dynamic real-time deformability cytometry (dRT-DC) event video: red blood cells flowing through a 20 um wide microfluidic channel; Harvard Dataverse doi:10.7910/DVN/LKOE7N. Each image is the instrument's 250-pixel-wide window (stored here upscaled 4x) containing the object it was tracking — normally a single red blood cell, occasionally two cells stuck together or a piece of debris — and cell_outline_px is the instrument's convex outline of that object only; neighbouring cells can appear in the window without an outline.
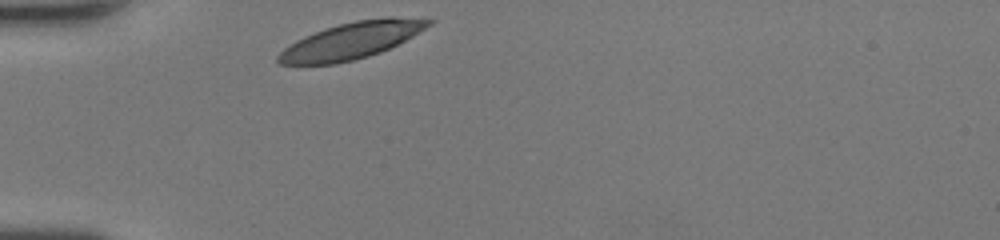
{"species": "human", "species_latin": "Homo sapiens", "temperature_condition": "room temperature", "stored_images_in_passage": 25, "camera_frame_rate_fps": 3000, "um_per_image_px": 0.085, "donor": {"sex": "female"}, "frame": {"image": 1, "passage_image": 1, "time_ms": 0.0, "image_size_px": [1000, 240], "cell_outline_px": [[436, 20], [432, 24], [412, 36], [380, 52], [368, 56], [336, 64], [280, 64], [276, 60], [276, 56], [284, 48], [296, 40], [304, 36], [324, 28], [356, 20], [384, 16], [392, 16]], "centroid_in_image_um": [29.86, 3.43], "position_along_channel_um": 55.1, "area_um2": 31.91}}
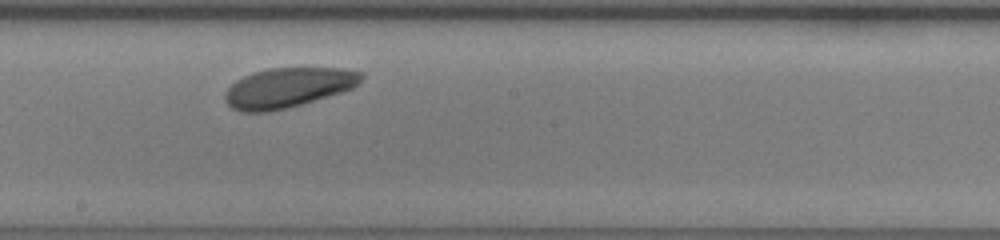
{"frame": {"image": 2, "passage_image": 14, "time_ms": 4.333, "image_size_px": [1000, 240], "cell_outline_px": [[364, 76], [352, 88], [328, 96], [288, 108], [268, 112], [240, 112], [232, 108], [224, 100], [224, 96], [228, 88], [236, 80], [252, 72], [268, 68], [344, 68], [364, 72]], "centroid_in_image_um": [24.46, 7.45], "position_along_channel_um": 223.7, "area_um2": 31.62}}
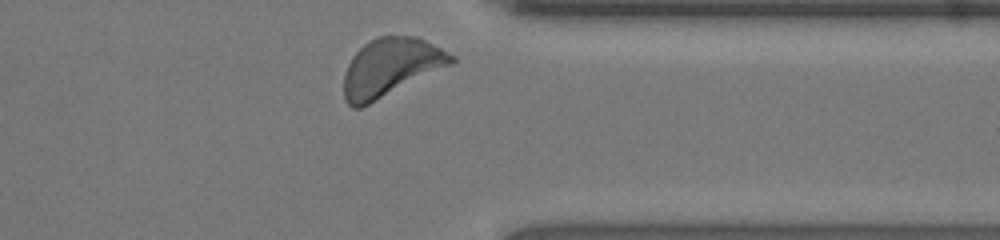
{"frame": {"image": 3, "passage_image": 25, "time_ms": 8.0, "image_size_px": [1000, 240], "cell_outline_px": [[456, 60], [452, 64], [360, 108], [352, 108], [344, 100], [344, 72], [352, 56], [368, 40], [380, 36], [416, 36], [456, 56]], "centroid_in_image_um": [33.18, 5.72], "position_along_channel_um": 378.2, "area_um2": 36.01}, "authors_computed_cell_mechanics": {"area_um2": 32.1368, "velocity_mm_per_s": 4.2677, "shape_relaxation_time_tau1_ms": 1.3459, "shape_relaxation_time_tau2_ms": null, "deformation_change_tau1": 0.0814, "deformation_change_tau2": null}}